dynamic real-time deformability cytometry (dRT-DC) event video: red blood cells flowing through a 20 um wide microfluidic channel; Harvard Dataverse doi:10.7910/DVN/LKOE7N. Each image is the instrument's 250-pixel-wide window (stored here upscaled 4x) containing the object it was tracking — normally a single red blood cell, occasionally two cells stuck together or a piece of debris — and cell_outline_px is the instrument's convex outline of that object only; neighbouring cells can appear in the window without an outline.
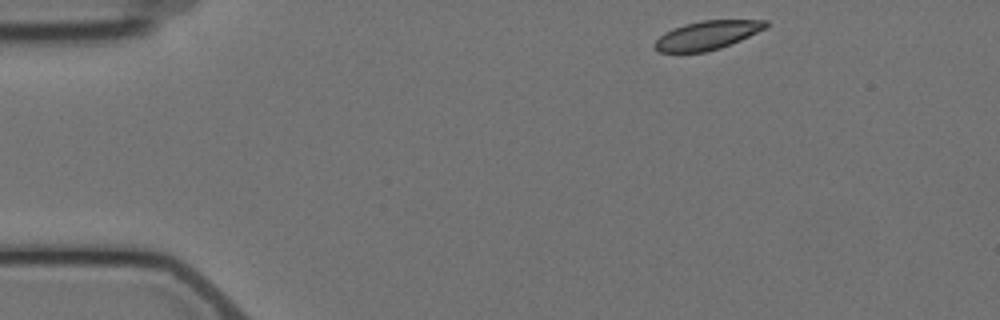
{"species": "Egyptian fruit bat (a non-hibernating species)", "species_latin": "Rousettus aegyptiacus", "temperature_condition": "cold", "stored_images_in_passage": 10, "camera_frame_rate_fps": 3000, "um_per_image_px": 0.085, "animal": {"sex": "female"}, "frame": {"image": 1, "passage_image": 1, "time_ms": 0.0, "image_size_px": [1000, 320], "cell_outline_px": [[768, 24], [764, 28], [740, 40], [720, 48], [704, 52], [660, 52], [652, 48], [652, 44], [664, 32], [672, 28], [684, 24], [700, 20], [768, 20]], "centroid_in_image_um": [60.04, 2.99], "position_along_channel_um": 25.0, "area_um2": 18.55}}
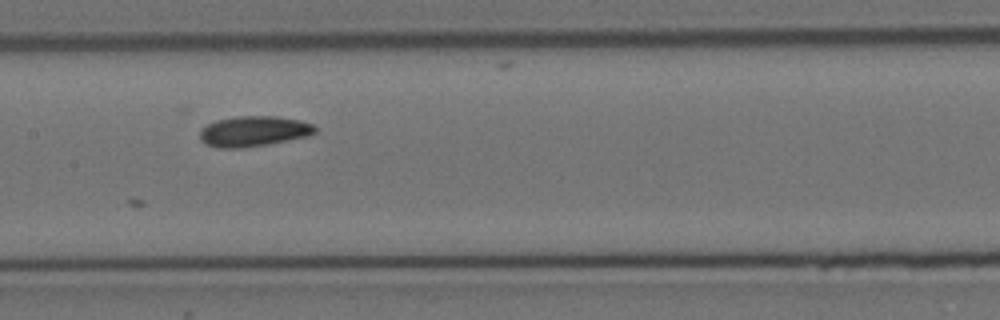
{"frame": {"image": 2, "passage_image": 7, "time_ms": 6.667, "image_size_px": [1000, 320], "cell_outline_px": [[316, 132], [308, 136], [268, 144], [240, 148], [216, 148], [204, 144], [200, 140], [200, 132], [208, 124], [216, 120], [236, 116], [276, 116], [300, 120], [312, 124], [316, 128]], "centroid_in_image_um": [21.55, 11.16], "position_along_channel_um": 185.9, "area_um2": 20.46}}
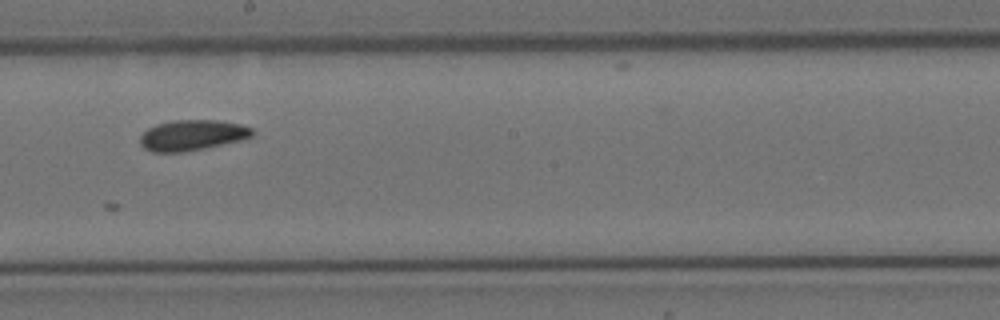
{"frame": {"image": 3, "passage_image": 8, "time_ms": 8.0, "image_size_px": [1000, 320], "cell_outline_px": [[256, 132], [252, 136], [240, 140], [204, 148], [180, 152], [152, 152], [144, 148], [140, 144], [140, 136], [148, 128], [156, 124], [172, 120], [216, 120], [240, 124], [252, 128]], "centroid_in_image_um": [16.32, 11.48], "position_along_channel_um": 231.9, "area_um2": 19.94}}